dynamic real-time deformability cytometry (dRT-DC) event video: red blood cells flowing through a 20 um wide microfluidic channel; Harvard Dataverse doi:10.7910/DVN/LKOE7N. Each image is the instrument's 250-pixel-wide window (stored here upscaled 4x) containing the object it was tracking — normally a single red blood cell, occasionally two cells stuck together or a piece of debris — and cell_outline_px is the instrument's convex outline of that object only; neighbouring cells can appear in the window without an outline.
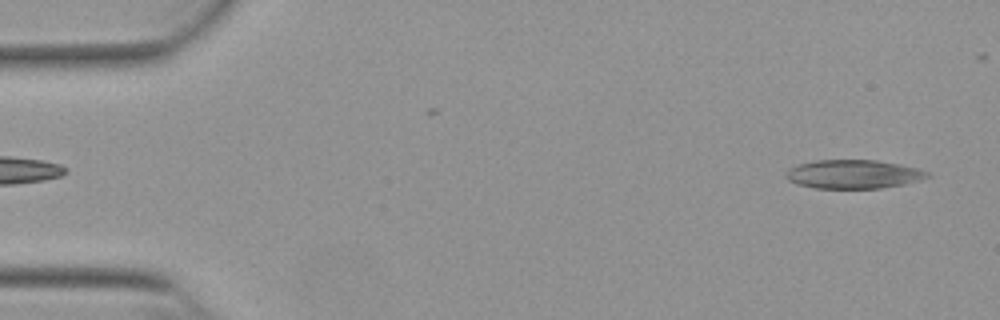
{"species": "Egyptian fruit bat (a non-hibernating species)", "species_latin": "Rousettus aegyptiacus", "temperature_condition": "warm", "stored_images_in_passage": 47, "camera_frame_rate_fps": 3000, "um_per_image_px": 0.085, "animal": {"sex": "female"}, "frame": {"image": 1, "passage_image": 3, "time_ms": 0.667, "image_size_px": [1000, 320], "cell_outline_px": [[932, 176], [920, 180], [904, 184], [880, 188], [816, 188], [796, 184], [788, 180], [784, 176], [784, 172], [788, 168], [796, 164], [816, 160], [876, 160], [916, 168], [928, 172]], "centroid_in_image_um": [72.47, 14.8], "position_along_channel_um": 12.5, "area_um2": 23.76}}
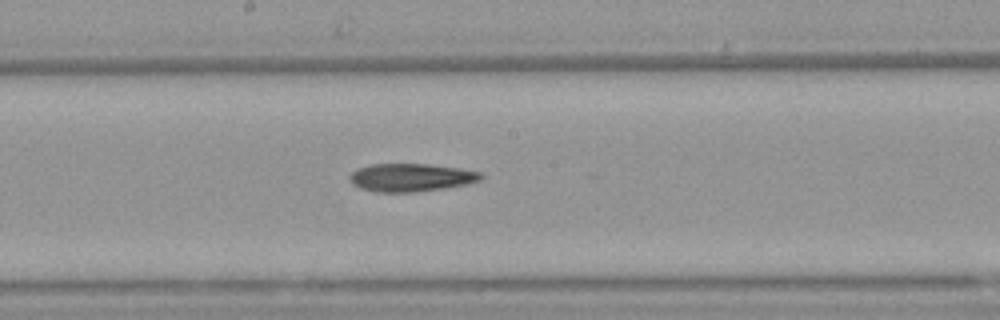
{"frame": {"image": 2, "passage_image": 28, "time_ms": 9.0, "image_size_px": [1000, 320], "cell_outline_px": [[484, 176], [480, 180], [464, 184], [444, 188], [416, 192], [376, 192], [360, 188], [352, 184], [348, 180], [348, 176], [356, 168], [372, 164], [428, 164], [460, 168], [480, 172]], "centroid_in_image_um": [34.88, 15.08], "position_along_channel_um": 213.3, "area_um2": 21.5}}
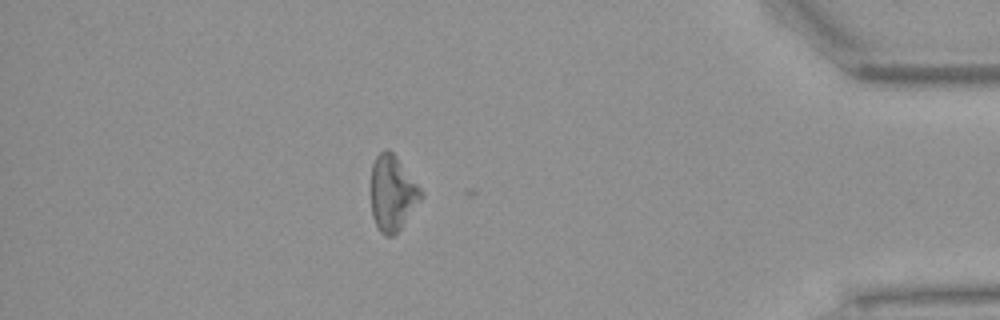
{"frame": {"image": 3, "passage_image": 46, "time_ms": 15.0, "image_size_px": [1000, 320], "cell_outline_px": [[424, 196], [400, 228], [392, 236], [384, 236], [380, 232], [372, 216], [372, 164], [376, 156], [384, 148], [388, 148], [396, 156], [424, 192]], "centroid_in_image_um": [33.37, 16.4], "position_along_channel_um": 401.8, "area_um2": 21.85}, "authors_computed_cell_mechanics": {"area_um2": 22.3108, "velocity_mm_per_s": 3.8576, "shape_relaxation_time_tau1_ms": 8.0616, "shape_relaxation_time_tau2_ms": 9.8226, "deformation_change_tau1": 0.1896, "deformation_change_tau2": 0.2797}}